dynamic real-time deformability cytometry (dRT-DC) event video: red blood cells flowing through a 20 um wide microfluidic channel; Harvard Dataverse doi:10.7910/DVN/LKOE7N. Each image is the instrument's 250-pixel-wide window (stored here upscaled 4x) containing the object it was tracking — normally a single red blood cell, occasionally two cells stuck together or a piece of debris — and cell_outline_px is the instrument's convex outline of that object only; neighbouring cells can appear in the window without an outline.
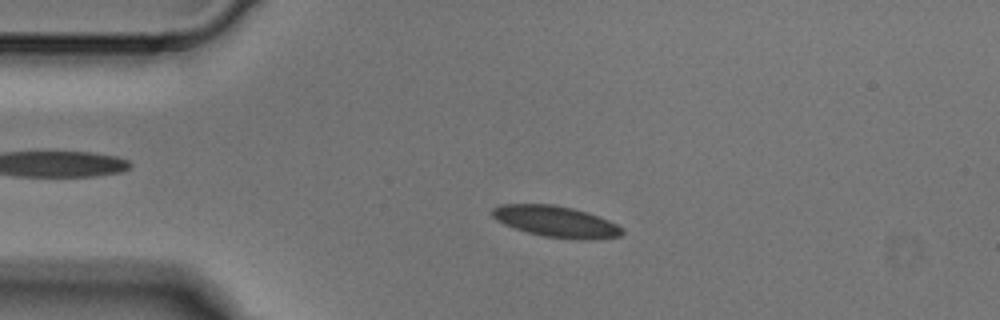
{"species": "Egyptian fruit bat (a non-hibernating species)", "species_latin": "Rousettus aegyptiacus", "temperature_condition": "cold", "stored_images_in_passage": 7, "camera_frame_rate_fps": 3000, "um_per_image_px": 0.085, "animal": {"sex": "male"}, "frame": {"image": 1, "passage_image": 3, "time_ms": 0.667, "image_size_px": [1000, 320], "cell_outline_px": [[624, 232], [620, 236], [588, 240], [580, 240], [544, 236], [528, 232], [504, 224], [496, 220], [492, 216], [492, 208], [500, 204], [552, 204], [572, 208], [588, 212], [608, 220], [624, 228]], "centroid_in_image_um": [47.27, 18.83], "position_along_channel_um": 37.7, "area_um2": 23.58}}
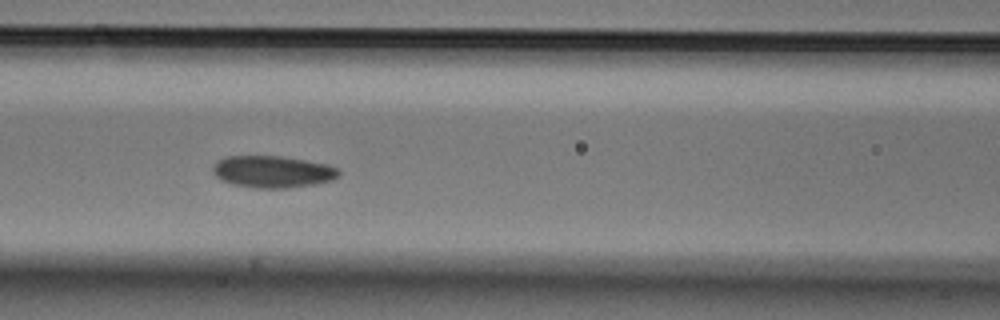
{"frame": {"image": 2, "passage_image": 6, "time_ms": 1.667, "image_size_px": [1000, 320], "cell_outline_px": [[340, 176], [332, 180], [316, 184], [288, 188], [256, 188], [232, 184], [220, 180], [212, 172], [212, 164], [216, 160], [224, 156], [280, 156], [328, 164], [340, 168]], "centroid_in_image_um": [23.16, 14.59], "position_along_channel_um": 143.4, "area_um2": 23.81}}
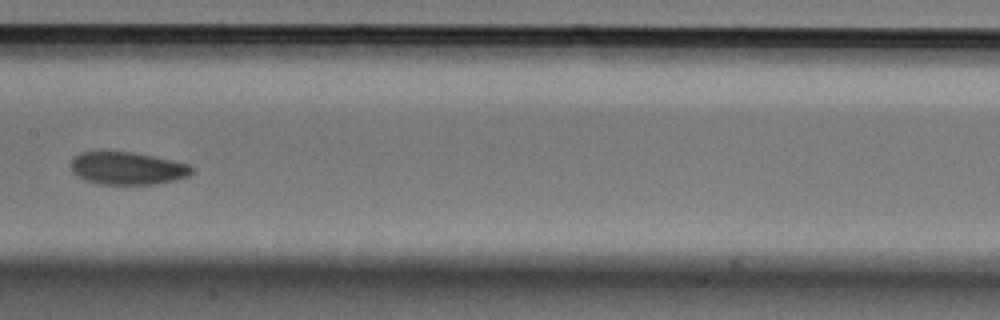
{"frame": {"image": 3, "passage_image": 7, "time_ms": 2.0, "image_size_px": [1000, 320], "cell_outline_px": [[192, 172], [188, 176], [176, 180], [156, 184], [96, 184], [84, 180], [76, 176], [72, 172], [72, 156], [80, 152], [100, 148], [132, 152], [172, 160], [188, 164], [192, 168]], "centroid_in_image_um": [10.73, 14.27], "position_along_channel_um": 196.7, "area_um2": 23.76}}